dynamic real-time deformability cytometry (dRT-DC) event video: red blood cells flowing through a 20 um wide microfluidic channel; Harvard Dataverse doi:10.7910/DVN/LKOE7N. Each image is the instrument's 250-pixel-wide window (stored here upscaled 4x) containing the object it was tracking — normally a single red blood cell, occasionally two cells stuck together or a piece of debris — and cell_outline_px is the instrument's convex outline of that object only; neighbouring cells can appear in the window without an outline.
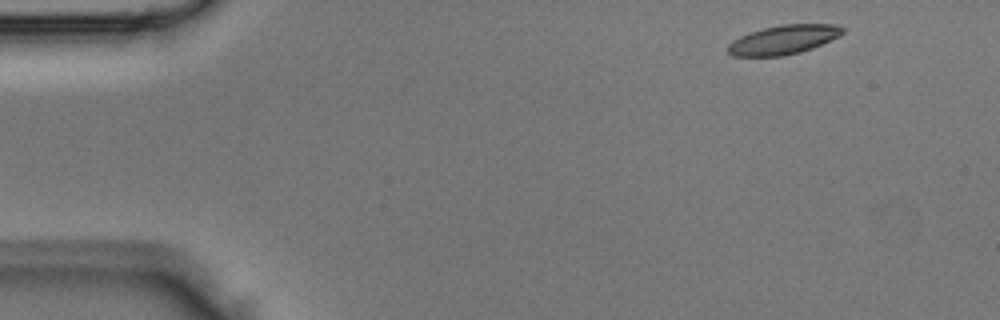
{"species": "Egyptian fruit bat (a non-hibernating species)", "species_latin": "Rousettus aegyptiacus", "temperature_condition": "room temperature", "stored_images_in_passage": 3, "camera_frame_rate_fps": 3000, "um_per_image_px": 0.085, "animal": {"sex": "male"}, "frame": {"image": 1, "passage_image": 1, "time_ms": 0.0, "image_size_px": [1000, 320], "cell_outline_px": [[844, 32], [840, 36], [812, 48], [800, 52], [784, 56], [732, 56], [728, 52], [728, 44], [732, 40], [740, 36], [764, 28], [780, 24], [836, 24], [844, 28]], "centroid_in_image_um": [66.61, 3.37], "position_along_channel_um": 18.4, "area_um2": 19.48}}
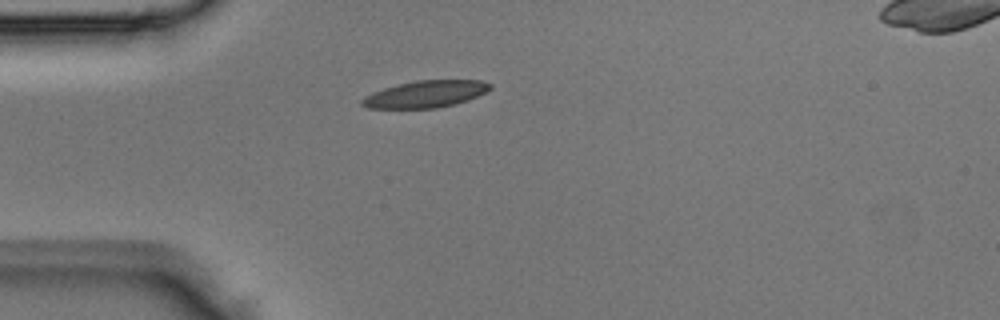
{"frame": {"image": 2, "passage_image": 3, "time_ms": 0.667, "image_size_px": [1000, 320], "cell_outline_px": [[492, 88], [468, 100], [456, 104], [436, 108], [368, 108], [360, 104], [360, 100], [364, 96], [372, 92], [384, 88], [416, 80], [480, 80], [492, 84]], "centroid_in_image_um": [36.15, 8.0], "position_along_channel_um": 48.8, "area_um2": 20.06}}